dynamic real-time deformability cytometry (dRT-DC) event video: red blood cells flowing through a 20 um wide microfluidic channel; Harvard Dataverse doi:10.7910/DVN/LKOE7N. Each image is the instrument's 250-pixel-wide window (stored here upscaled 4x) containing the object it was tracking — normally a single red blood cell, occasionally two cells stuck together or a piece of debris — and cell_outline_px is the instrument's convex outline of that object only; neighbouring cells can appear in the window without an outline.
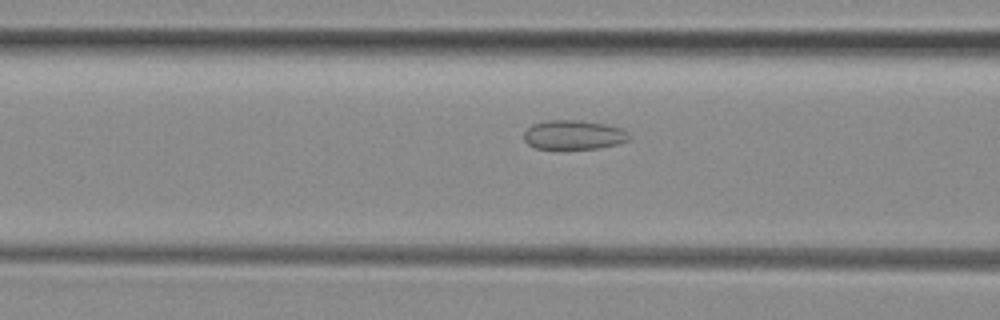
{"species": "common noctule bat (a hibernating species)", "species_latin": "Nyctalus noctula", "temperature_condition": "room temperature", "stored_images_in_passage": 32, "camera_frame_rate_fps": 3000, "um_per_image_px": 0.085, "animal": {"sex": "female", "body_mass_g": 29.2, "forearm_length_mm": 56.3}, "frame": {"image": 1, "passage_image": 5, "time_ms": 1.333, "image_size_px": [1000, 320], "cell_outline_px": [[632, 136], [628, 140], [616, 144], [596, 148], [536, 148], [528, 144], [524, 140], [524, 132], [532, 124], [548, 120], [580, 120], [604, 124], [624, 128]], "centroid_in_image_um": [48.78, 11.44], "position_along_channel_um": 117.8, "area_um2": 17.86}}
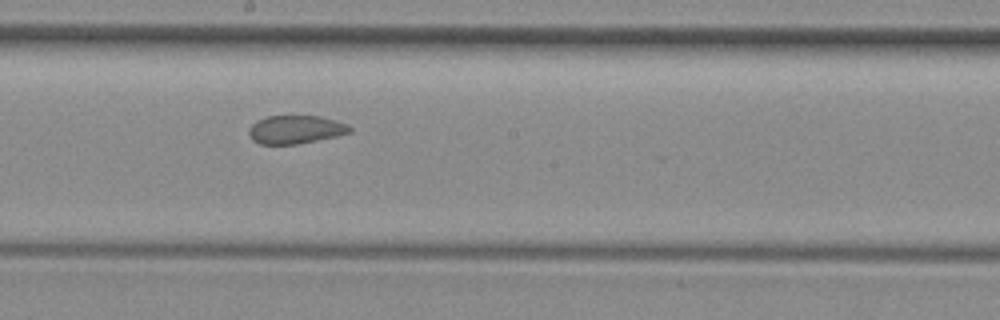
{"frame": {"image": 2, "passage_image": 13, "time_ms": 4.0, "image_size_px": [1000, 320], "cell_outline_px": [[352, 132], [336, 136], [296, 144], [260, 144], [252, 140], [248, 132], [248, 128], [256, 120], [268, 116], [320, 116], [336, 120], [348, 124], [352, 128]], "centroid_in_image_um": [25.12, 11.0], "position_along_channel_um": 223.1, "area_um2": 16.7}}
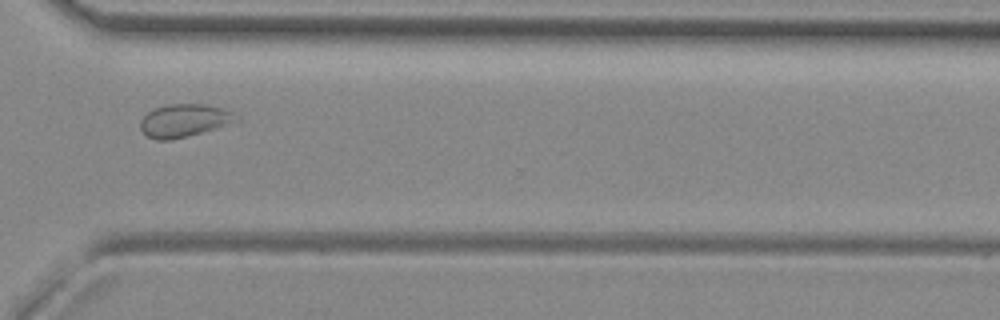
{"frame": {"image": 3, "passage_image": 23, "time_ms": 7.333, "image_size_px": [1000, 320], "cell_outline_px": [[232, 112], [228, 120], [212, 128], [188, 136], [172, 140], [156, 140], [148, 136], [140, 128], [140, 120], [148, 112], [156, 108], [168, 104], [204, 104], [224, 108]], "centroid_in_image_um": [15.47, 10.24], "position_along_channel_um": 355.1, "area_um2": 17.34}, "authors_computed_cell_mechanics": {"area_um2": 17.8024, "velocity_mm_per_s": 3.9606, "shape_relaxation_time_tau1_ms": null, "shape_relaxation_time_tau2_ms": 0.5945, "deformation_change_tau1": null, "deformation_change_tau2": 0.0591}}